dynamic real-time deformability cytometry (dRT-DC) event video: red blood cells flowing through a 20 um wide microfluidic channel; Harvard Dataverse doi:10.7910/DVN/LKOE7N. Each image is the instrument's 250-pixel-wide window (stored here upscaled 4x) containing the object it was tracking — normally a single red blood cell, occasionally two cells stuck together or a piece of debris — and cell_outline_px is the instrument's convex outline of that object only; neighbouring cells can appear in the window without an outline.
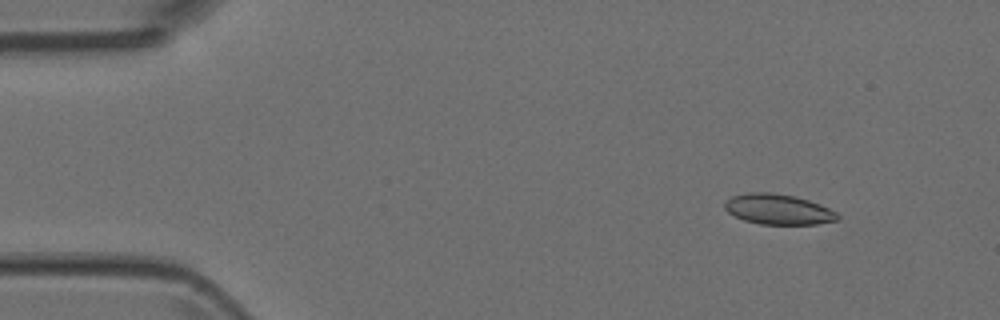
{"species": "Egyptian fruit bat (a non-hibernating species)", "species_latin": "Rousettus aegyptiacus", "temperature_condition": "room temperature", "stored_images_in_passage": 5, "camera_frame_rate_fps": 3000, "um_per_image_px": 0.085, "animal": {"sex": "female"}, "frame": {"image": 1, "passage_image": 2, "time_ms": 0.333, "image_size_px": [1000, 320], "cell_outline_px": [[840, 216], [836, 220], [816, 224], [760, 224], [744, 220], [728, 212], [724, 208], [724, 200], [732, 196], [748, 192], [772, 192], [792, 196], [808, 200], [820, 204], [836, 212]], "centroid_in_image_um": [66.11, 17.78], "position_along_channel_um": 18.9, "area_um2": 19.88}}
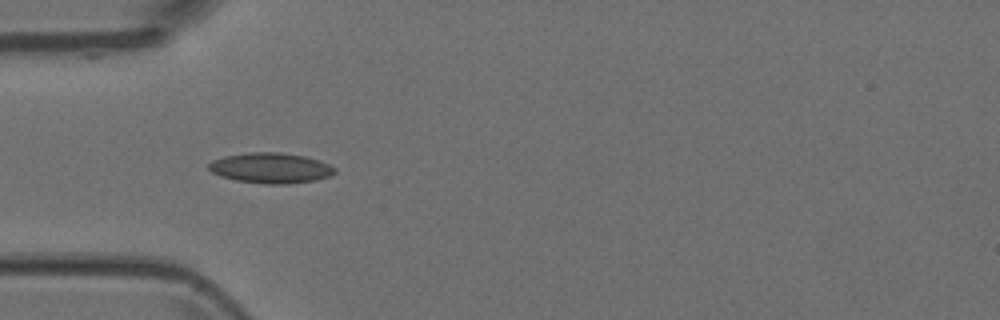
{"frame": {"image": 2, "passage_image": 4, "time_ms": 1.0, "image_size_px": [1000, 320], "cell_outline_px": [[336, 172], [328, 176], [312, 180], [288, 184], [264, 184], [236, 180], [220, 176], [212, 172], [208, 168], [208, 164], [212, 160], [224, 156], [248, 152], [280, 152], [304, 156], [320, 160], [336, 168]], "centroid_in_image_um": [22.98, 14.27], "position_along_channel_um": 62.0, "area_um2": 22.31}}
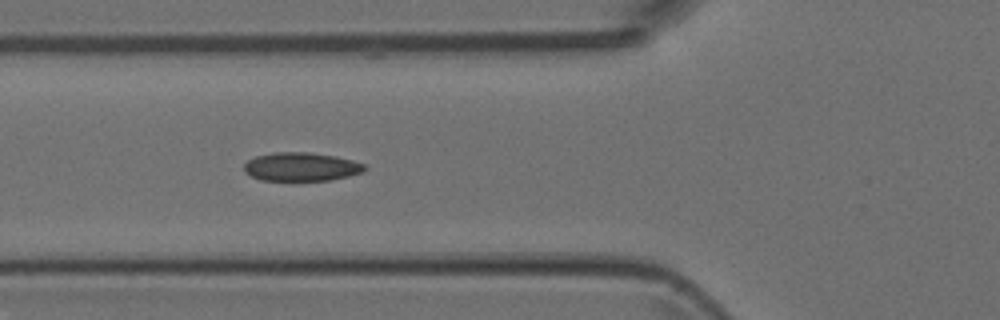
{"frame": {"image": 3, "passage_image": 5, "time_ms": 1.333, "image_size_px": [1000, 320], "cell_outline_px": [[368, 168], [364, 172], [348, 176], [328, 180], [260, 180], [244, 172], [244, 164], [248, 160], [256, 156], [276, 152], [308, 152], [336, 156], [368, 164]], "centroid_in_image_um": [25.65, 14.17], "position_along_channel_um": 100.2, "area_um2": 20.17}}